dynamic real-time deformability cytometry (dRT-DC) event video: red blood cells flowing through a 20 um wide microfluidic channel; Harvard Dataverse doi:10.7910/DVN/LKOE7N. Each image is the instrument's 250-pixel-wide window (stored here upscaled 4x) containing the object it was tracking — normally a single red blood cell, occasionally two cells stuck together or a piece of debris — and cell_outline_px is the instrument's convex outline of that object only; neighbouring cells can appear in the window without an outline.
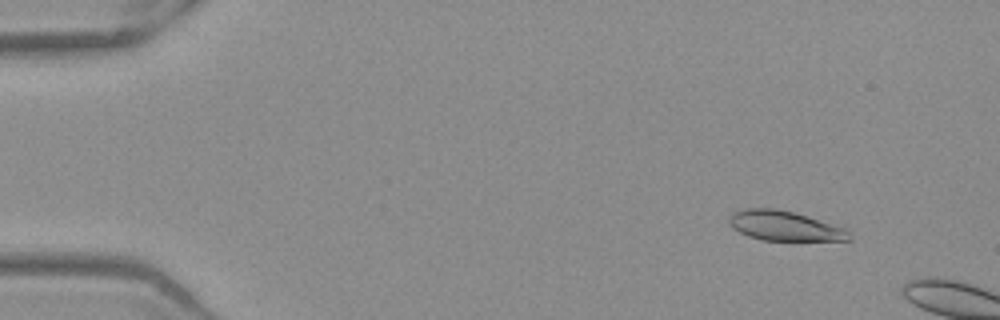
{"species": "Egyptian fruit bat (a non-hibernating species)", "species_latin": "Rousettus aegyptiacus", "temperature_condition": "warm", "stored_images_in_passage": 6, "camera_frame_rate_fps": 3000, "um_per_image_px": 0.085, "frame": {"image": 1, "passage_image": 2, "time_ms": 0.333, "image_size_px": [1000, 320], "cell_outline_px": [[852, 240], [764, 240], [748, 236], [732, 228], [728, 224], [728, 216], [732, 212], [744, 208], [776, 208], [808, 216], [844, 228], [852, 236]], "centroid_in_image_um": [66.63, 19.19], "position_along_channel_um": 18.4, "area_um2": 20.81}}